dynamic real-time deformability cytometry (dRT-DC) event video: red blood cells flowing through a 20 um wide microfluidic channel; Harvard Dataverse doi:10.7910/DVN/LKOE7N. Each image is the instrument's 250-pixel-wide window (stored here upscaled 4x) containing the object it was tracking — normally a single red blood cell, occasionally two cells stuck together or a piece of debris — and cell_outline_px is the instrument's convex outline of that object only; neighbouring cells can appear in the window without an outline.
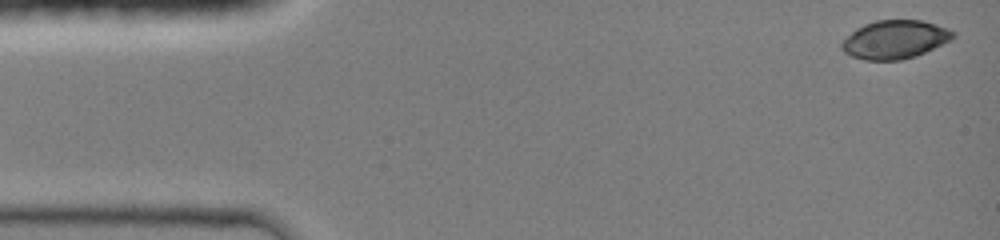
{"species": "common noctule bat (a hibernating species)", "species_latin": "Nyctalus noctula", "temperature_condition": "room temperature", "stored_images_in_passage": 6, "camera_frame_rate_fps": 3000, "um_per_image_px": 0.085, "animal": {"sex": "female", "body_mass_g": 19.0, "forearm_length_mm": 51.5}, "frame": {"image": 1, "passage_image": 1, "time_ms": 0.0, "image_size_px": [1000, 240], "cell_outline_px": [[956, 36], [916, 56], [900, 60], [864, 60], [852, 56], [844, 52], [840, 48], [840, 44], [856, 28], [864, 24], [876, 20], [924, 20], [948, 28], [956, 32]], "centroid_in_image_um": [76.05, 3.35], "position_along_channel_um": 9.0, "area_um2": 24.8}}
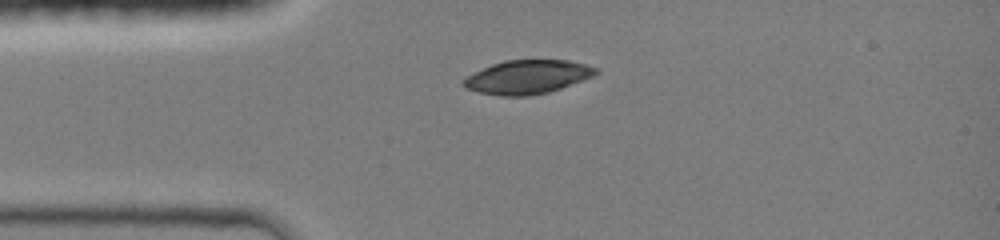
{"frame": {"image": 2, "passage_image": 5, "time_ms": 3.0, "image_size_px": [1000, 240], "cell_outline_px": [[600, 72], [592, 76], [560, 88], [548, 92], [528, 96], [500, 96], [480, 92], [464, 88], [460, 84], [468, 76], [492, 64], [504, 60], [568, 60], [600, 68]], "centroid_in_image_um": [44.84, 6.54], "position_along_channel_um": 40.2, "area_um2": 25.84}}